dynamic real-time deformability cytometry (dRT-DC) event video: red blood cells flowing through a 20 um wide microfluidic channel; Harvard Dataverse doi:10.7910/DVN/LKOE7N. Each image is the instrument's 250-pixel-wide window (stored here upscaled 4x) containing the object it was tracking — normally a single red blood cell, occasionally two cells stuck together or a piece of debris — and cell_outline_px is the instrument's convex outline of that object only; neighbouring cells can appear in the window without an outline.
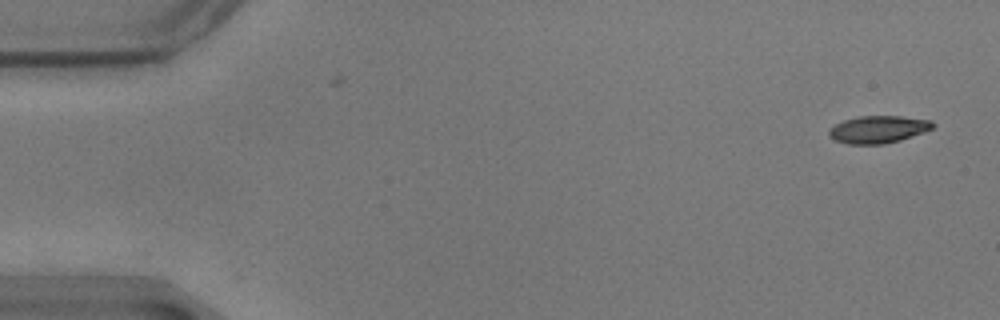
{"species": "common noctule bat (a hibernating species)", "species_latin": "Nyctalus noctula", "temperature_condition": "warm", "stored_images_in_passage": 57, "camera_frame_rate_fps": 3000, "um_per_image_px": 0.085, "animal": {"sex": "male", "body_mass_g": 17.9}, "frame": {"image": 1, "passage_image": 2, "time_ms": 0.333, "image_size_px": [1000, 320], "cell_outline_px": [[936, 124], [932, 128], [924, 132], [900, 140], [884, 144], [848, 144], [836, 140], [828, 136], [828, 132], [836, 124], [844, 120], [860, 116], [900, 116], [932, 120]], "centroid_in_image_um": [74.68, 10.99], "position_along_channel_um": 10.3, "area_um2": 16.47}}
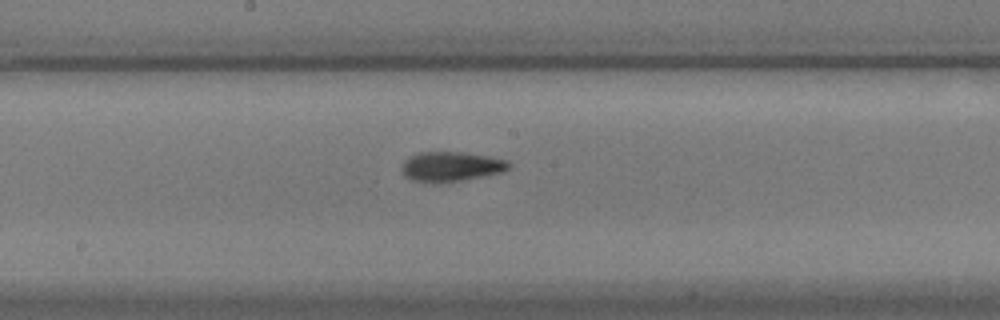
{"frame": {"image": 2, "passage_image": 30, "time_ms": 9.667, "image_size_px": [1000, 320], "cell_outline_px": [[512, 168], [488, 176], [432, 184], [412, 180], [404, 176], [400, 168], [404, 160], [408, 156], [416, 152], [464, 152], [488, 156], [508, 160], [512, 164]], "centroid_in_image_um": [38.32, 14.16], "position_along_channel_um": 209.9, "area_um2": 19.07}}
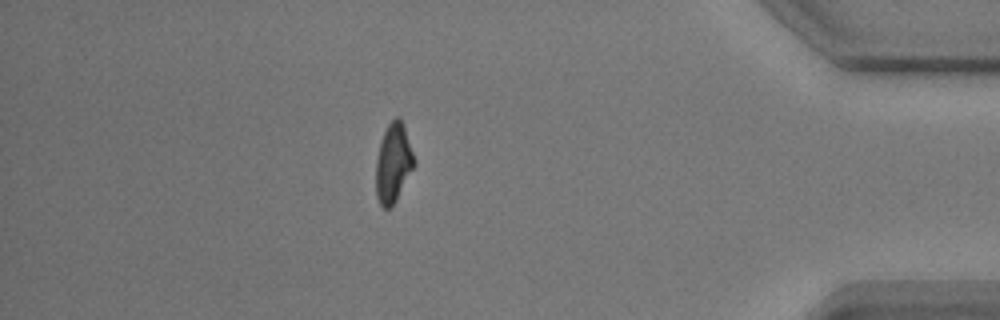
{"frame": {"image": 3, "passage_image": 50, "time_ms": 16.333, "image_size_px": [1000, 320], "cell_outline_px": [[416, 164], [392, 208], [384, 208], [380, 204], [376, 196], [376, 160], [380, 144], [384, 132], [388, 124], [396, 116], [400, 116], [404, 124], [416, 160]], "centroid_in_image_um": [33.45, 13.85], "position_along_channel_um": 401.7, "area_um2": 17.86}, "authors_computed_cell_mechanics": {"area_um2": 17.7446, "velocity_mm_per_s": 3.4914, "shape_relaxation_time_tau1_ms": 6.0502, "shape_relaxation_time_tau2_ms": 3.2858, "deformation_change_tau1": 0.192, "deformation_change_tau2": 0.1094}}